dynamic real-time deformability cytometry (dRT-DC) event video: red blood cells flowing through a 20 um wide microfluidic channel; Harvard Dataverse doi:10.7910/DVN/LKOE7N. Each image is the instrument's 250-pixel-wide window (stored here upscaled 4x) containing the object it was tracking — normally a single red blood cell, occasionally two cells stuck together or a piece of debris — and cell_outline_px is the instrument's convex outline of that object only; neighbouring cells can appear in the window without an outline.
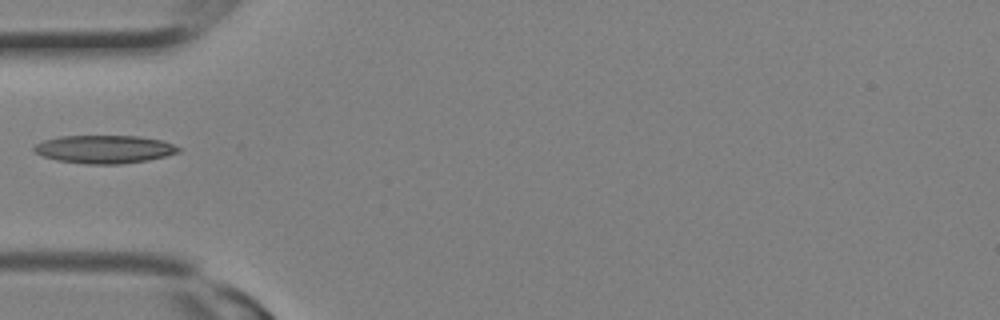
{"species": "Egyptian fruit bat (a non-hibernating species)", "species_latin": "Rousettus aegyptiacus", "temperature_condition": "room temperature", "stored_images_in_passage": 2, "camera_frame_rate_fps": 3000, "um_per_image_px": 0.085, "animal": {"sex": "female"}, "frame": {"image": 1, "passage_image": 2, "time_ms": 0.333, "image_size_px": [1000, 320], "cell_outline_px": [[180, 152], [148, 160], [120, 164], [84, 164], [56, 160], [44, 156], [36, 152], [32, 148], [36, 144], [44, 140], [60, 136], [136, 136], [160, 140], [172, 144], [180, 148]], "centroid_in_image_um": [8.85, 12.69], "position_along_channel_um": 76.1, "area_um2": 23.47}}